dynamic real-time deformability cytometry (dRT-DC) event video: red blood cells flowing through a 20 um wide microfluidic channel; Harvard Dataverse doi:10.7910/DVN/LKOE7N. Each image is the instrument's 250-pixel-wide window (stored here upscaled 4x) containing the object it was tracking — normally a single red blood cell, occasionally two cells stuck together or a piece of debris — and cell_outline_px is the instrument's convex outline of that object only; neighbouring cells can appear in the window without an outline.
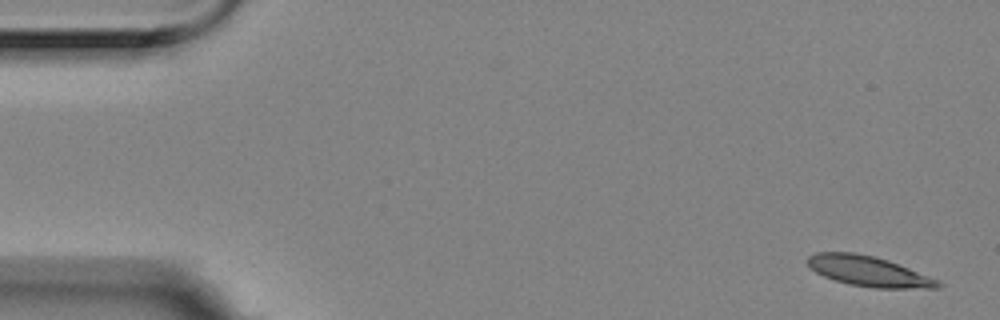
{"species": "Egyptian fruit bat (a non-hibernating species)", "species_latin": "Rousettus aegyptiacus", "temperature_condition": "room temperature", "stored_images_in_passage": 5, "camera_frame_rate_fps": 3000, "um_per_image_px": 0.085, "animal": {"sex": "female"}, "frame": {"image": 1, "passage_image": 1, "time_ms": 0.0, "image_size_px": [1000, 320], "cell_outline_px": [[944, 284], [940, 288], [872, 288], [848, 284], [824, 276], [816, 272], [804, 260], [808, 256], [816, 252], [852, 252], [876, 256], [888, 260], [940, 280]], "centroid_in_image_um": [73.85, 23.05], "position_along_channel_um": 11.2, "area_um2": 23.12}}
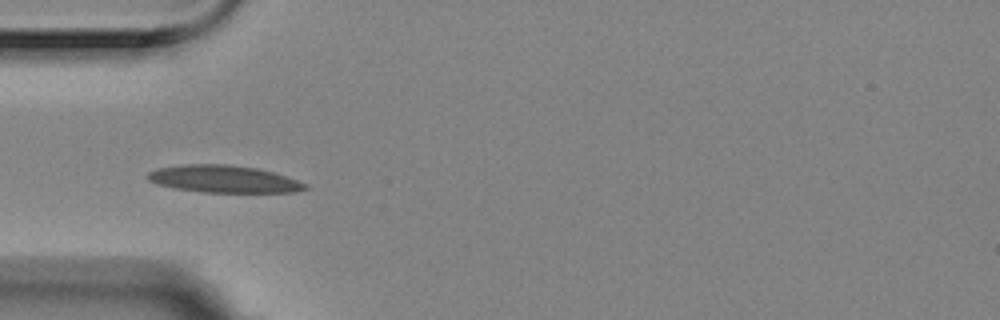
{"frame": {"image": 2, "passage_image": 5, "time_ms": 1.333, "image_size_px": [1000, 320], "cell_outline_px": [[308, 188], [296, 192], [200, 192], [172, 188], [156, 184], [148, 180], [144, 176], [148, 172], [156, 168], [180, 164], [228, 164], [256, 168], [272, 172], [308, 184]], "centroid_in_image_um": [18.93, 15.21], "position_along_channel_um": 66.1, "area_um2": 25.2}}